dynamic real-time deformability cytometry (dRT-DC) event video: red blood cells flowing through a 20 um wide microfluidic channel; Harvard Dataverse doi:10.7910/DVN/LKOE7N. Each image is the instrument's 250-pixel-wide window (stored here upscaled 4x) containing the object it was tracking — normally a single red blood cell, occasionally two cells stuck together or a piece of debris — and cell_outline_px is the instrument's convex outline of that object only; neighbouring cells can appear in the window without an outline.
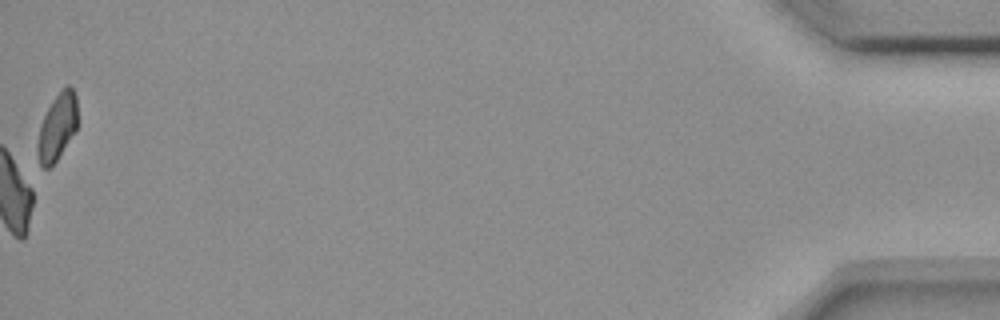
{"species": "common noctule bat (a hibernating species)", "species_latin": "Nyctalus noctula", "temperature_condition": "room temperature", "stored_images_in_passage": 48, "camera_frame_rate_fps": 3000, "um_per_image_px": 0.085, "animal": {"sex": "female", "body_mass_g": 18.4}, "frame": {"image": 1, "passage_image": 48, "time_ms": 15.667, "image_size_px": [1000, 320], "cell_outline_px": [[76, 132], [56, 160], [48, 168], [44, 168], [40, 164], [36, 152], [36, 148], [40, 124], [52, 100], [68, 84], [72, 88], [76, 96]], "centroid_in_image_um": [4.85, 10.81], "position_along_channel_um": 430.4, "area_um2": 15.37}}